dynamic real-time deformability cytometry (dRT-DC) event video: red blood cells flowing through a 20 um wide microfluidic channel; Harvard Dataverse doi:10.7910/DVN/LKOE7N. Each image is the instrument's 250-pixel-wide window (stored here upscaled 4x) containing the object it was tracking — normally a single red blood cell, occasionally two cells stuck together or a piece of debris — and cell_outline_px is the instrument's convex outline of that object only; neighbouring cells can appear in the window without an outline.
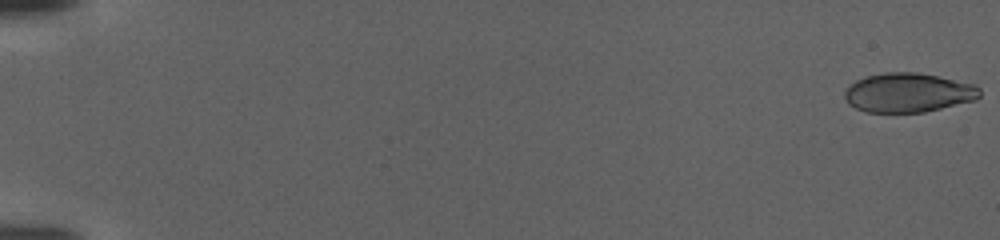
{"species": "human", "species_latin": "Homo sapiens", "temperature_condition": "warm", "stored_images_in_passage": 112, "camera_frame_rate_fps": 3000, "um_per_image_px": 0.085, "donor": {"sex": "female"}, "frame": {"image": 1, "passage_image": 1, "time_ms": 0.0, "image_size_px": [1000, 240], "cell_outline_px": [[980, 96], [976, 100], [924, 112], [868, 112], [856, 108], [848, 104], [844, 96], [844, 92], [856, 80], [868, 76], [884, 72], [916, 72], [976, 84], [980, 88]], "centroid_in_image_um": [77.22, 7.88], "position_along_channel_um": 7.8, "area_um2": 30.81}}
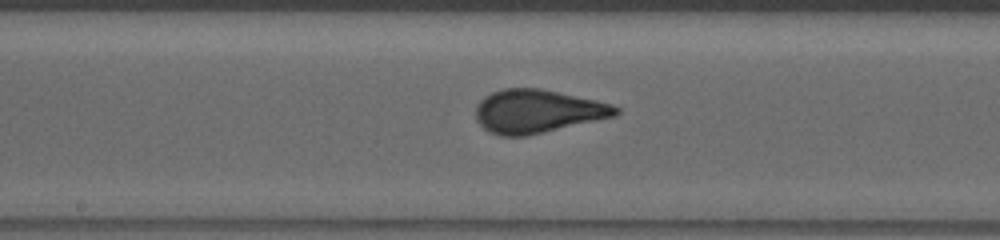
{"frame": {"image": 2, "passage_image": 63, "time_ms": 20.667, "image_size_px": [1000, 240], "cell_outline_px": [[620, 112], [616, 116], [528, 136], [500, 136], [488, 132], [476, 120], [476, 104], [484, 96], [492, 92], [504, 88], [540, 88], [596, 100], [612, 104], [620, 108]], "centroid_in_image_um": [45.68, 9.46], "position_along_channel_um": 202.5, "area_um2": 35.6}}
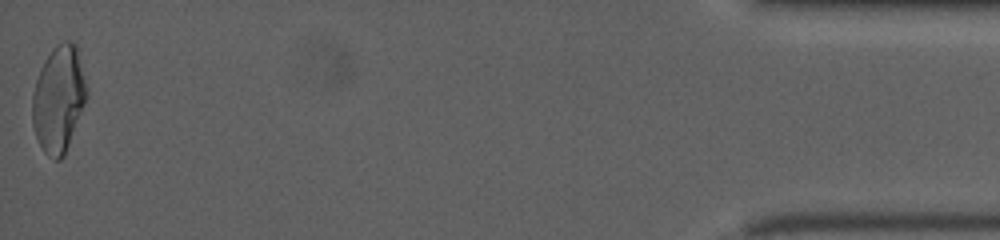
{"frame": {"image": 3, "passage_image": 112, "time_ms": 37.0, "image_size_px": [1000, 240], "cell_outline_px": [[88, 96], [64, 156], [60, 160], [52, 160], [44, 152], [36, 136], [32, 124], [32, 96], [36, 80], [40, 68], [44, 60], [52, 48], [56, 44], [64, 40], [72, 40], [76, 44], [88, 92]], "centroid_in_image_um": [4.98, 8.4], "position_along_channel_um": 430.2, "area_um2": 33.93}}